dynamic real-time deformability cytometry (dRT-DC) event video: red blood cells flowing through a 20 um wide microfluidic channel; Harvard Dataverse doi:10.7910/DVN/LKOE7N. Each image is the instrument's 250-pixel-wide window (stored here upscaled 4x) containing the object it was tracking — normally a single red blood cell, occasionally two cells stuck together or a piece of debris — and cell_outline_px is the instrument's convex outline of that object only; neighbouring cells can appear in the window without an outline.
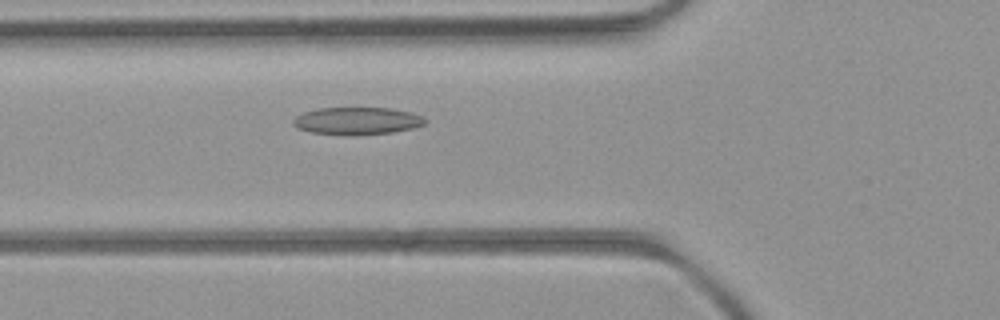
{"species": "common noctule bat (a hibernating species)", "species_latin": "Nyctalus noctula", "temperature_condition": "room temperature", "stored_images_in_passage": 49, "camera_frame_rate_fps": 3000, "um_per_image_px": 0.085, "animal": {"sex": "female", "body_mass_g": 21.9}, "frame": {"image": 1, "passage_image": 16, "time_ms": 5.0, "image_size_px": [1000, 320], "cell_outline_px": [[428, 120], [424, 124], [412, 128], [392, 132], [356, 136], [348, 136], [312, 132], [296, 128], [292, 124], [292, 120], [296, 116], [304, 112], [316, 108], [388, 108], [412, 112]], "centroid_in_image_um": [30.32, 10.28], "position_along_channel_um": 95.5, "area_um2": 21.27}}
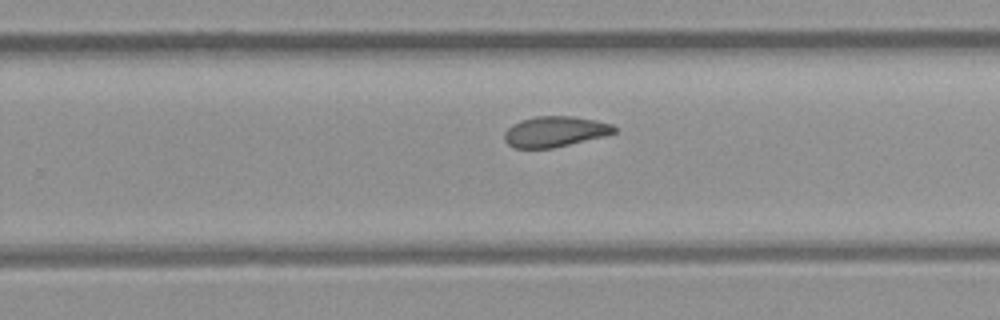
{"frame": {"image": 2, "passage_image": 30, "time_ms": 9.667, "image_size_px": [1000, 320], "cell_outline_px": [[616, 132], [604, 136], [552, 148], [512, 148], [504, 140], [504, 132], [512, 124], [520, 120], [536, 116], [572, 116], [596, 120], [612, 124], [616, 128]], "centroid_in_image_um": [47.14, 11.18], "position_along_channel_um": 282.7, "area_um2": 19.59}}
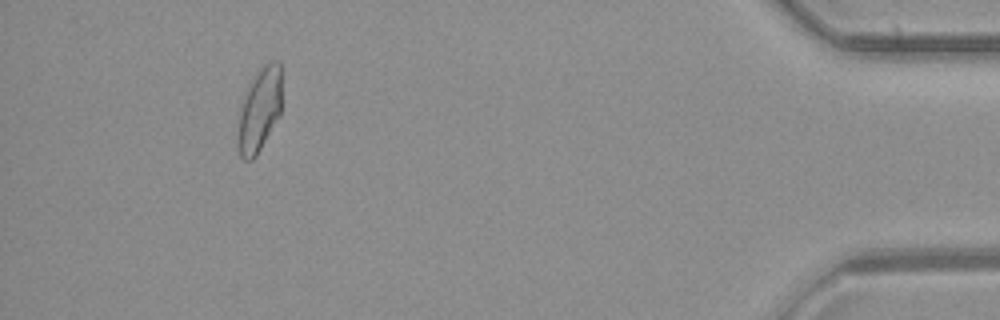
{"frame": {"image": 3, "passage_image": 45, "time_ms": 14.667, "image_size_px": [1000, 320], "cell_outline_px": [[280, 116], [256, 156], [252, 160], [244, 160], [240, 156], [236, 140], [236, 136], [240, 100], [248, 84], [260, 68], [264, 64], [272, 60], [280, 60]], "centroid_in_image_um": [22.0, 9.35], "position_along_channel_um": 413.2, "area_um2": 21.96}, "authors_computed_cell_mechanics": {"area_um2": 20.8658, "velocity_mm_per_s": 3.992, "shape_relaxation_time_tau1_ms": null, "shape_relaxation_time_tau2_ms": 3.6334, "deformation_change_tau1": null, "deformation_change_tau2": 0.0872}}